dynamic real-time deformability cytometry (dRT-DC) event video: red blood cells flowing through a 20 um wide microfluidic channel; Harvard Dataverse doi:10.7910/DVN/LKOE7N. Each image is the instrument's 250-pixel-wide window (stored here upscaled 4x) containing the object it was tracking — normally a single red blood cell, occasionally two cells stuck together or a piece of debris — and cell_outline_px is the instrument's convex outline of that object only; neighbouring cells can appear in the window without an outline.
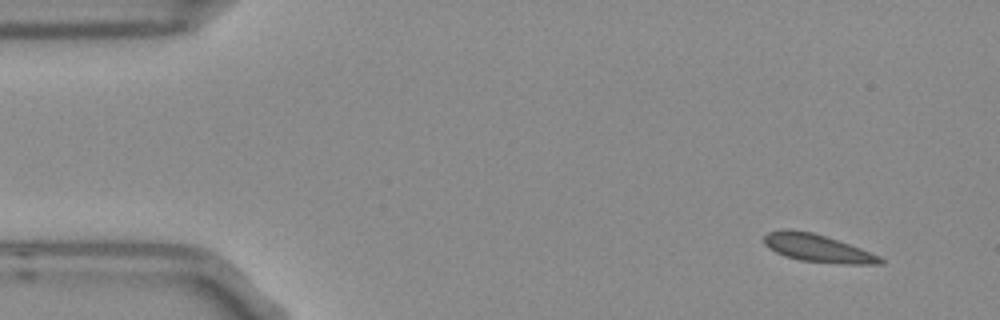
{"species": "Egyptian fruit bat (a non-hibernating species)", "species_latin": "Rousettus aegyptiacus", "temperature_condition": "room temperature", "stored_images_in_passage": 5, "segment_of_instrument_passage": [1, 2], "camera_frame_rate_fps": 3000, "um_per_image_px": 0.085, "frame": {"image": 1, "passage_image": 1, "time_ms": 0.0, "image_size_px": [1000, 320], "cell_outline_px": [[884, 264], [844, 264], [800, 260], [784, 256], [768, 248], [764, 244], [764, 236], [768, 232], [780, 228], [784, 228], [812, 232], [860, 248], [880, 256], [884, 260]], "centroid_in_image_um": [69.45, 21.09], "position_along_channel_um": 15.5, "area_um2": 18.73}}
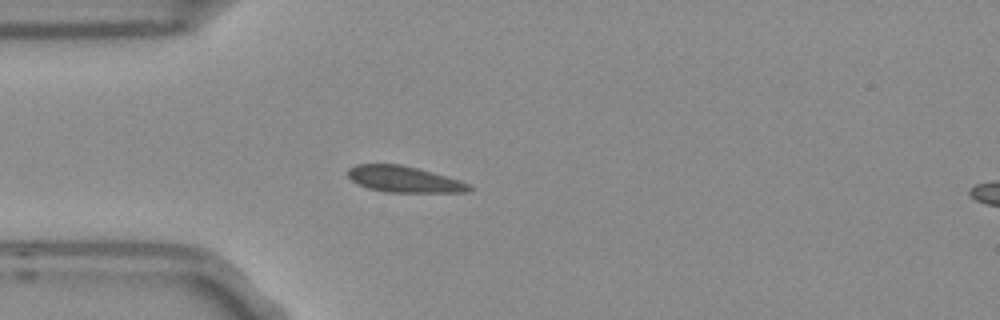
{"frame": {"image": 2, "passage_image": 4, "time_ms": 1.0, "image_size_px": [1000, 320], "cell_outline_px": [[472, 188], [468, 192], [384, 192], [368, 188], [356, 184], [348, 176], [348, 168], [356, 164], [400, 164], [432, 172], [460, 180], [468, 184]], "centroid_in_image_um": [34.3, 15.24], "position_along_channel_um": 50.7, "area_um2": 18.44}}